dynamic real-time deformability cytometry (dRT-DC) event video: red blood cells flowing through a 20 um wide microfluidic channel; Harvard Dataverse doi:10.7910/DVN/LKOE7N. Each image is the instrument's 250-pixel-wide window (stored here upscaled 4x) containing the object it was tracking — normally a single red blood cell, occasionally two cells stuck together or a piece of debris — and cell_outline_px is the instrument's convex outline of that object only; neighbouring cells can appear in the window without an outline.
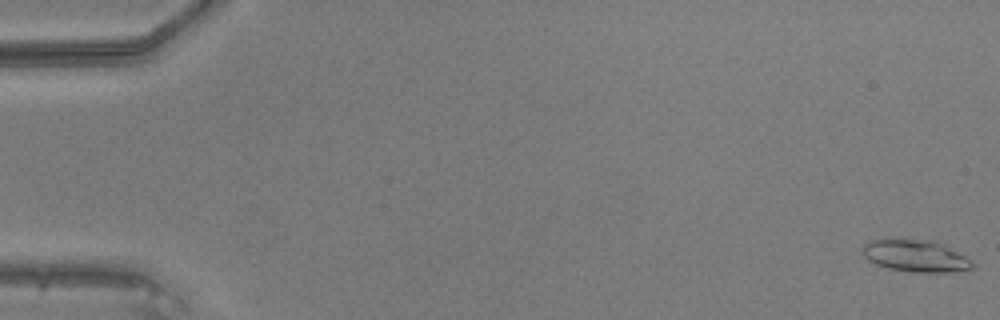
{"species": "common noctule bat (a hibernating species)", "species_latin": "Nyctalus noctula", "temperature_condition": "warm", "stored_images_in_passage": 37, "camera_frame_rate_fps": 3000, "um_per_image_px": 0.085, "animal": {"sex": "male", "body_mass_g": 20.5, "forearm_length_mm": 52.5}, "frame": {"image": 1, "passage_image": 1, "time_ms": 0.0, "image_size_px": [1000, 320], "cell_outline_px": [[972, 268], [952, 272], [916, 272], [888, 268], [876, 264], [868, 260], [860, 252], [864, 244], [868, 240], [880, 236], [884, 236], [936, 240], [944, 244], [972, 260]], "centroid_in_image_um": [77.73, 21.68], "position_along_channel_um": 7.3, "area_um2": 21.39}}
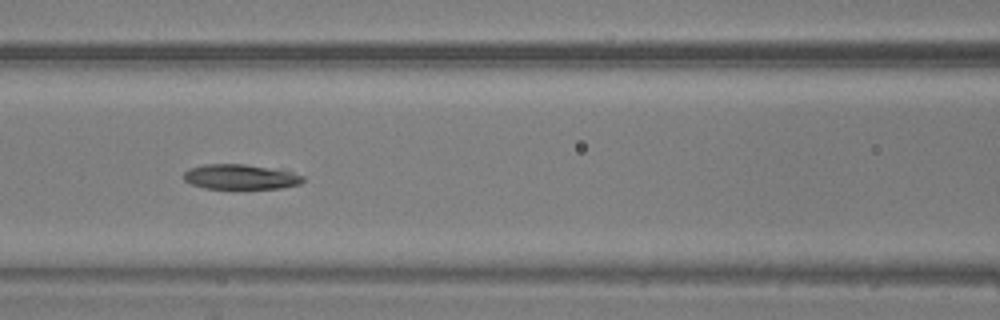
{"frame": {"image": 2, "passage_image": 22, "time_ms": 7.0, "image_size_px": [1000, 320], "cell_outline_px": [[304, 180], [300, 184], [280, 188], [204, 188], [192, 184], [184, 180], [184, 172], [188, 168], [204, 164], [244, 164], [292, 172], [304, 176]], "centroid_in_image_um": [20.41, 15.03], "position_along_channel_um": 146.2, "area_um2": 17.17}}
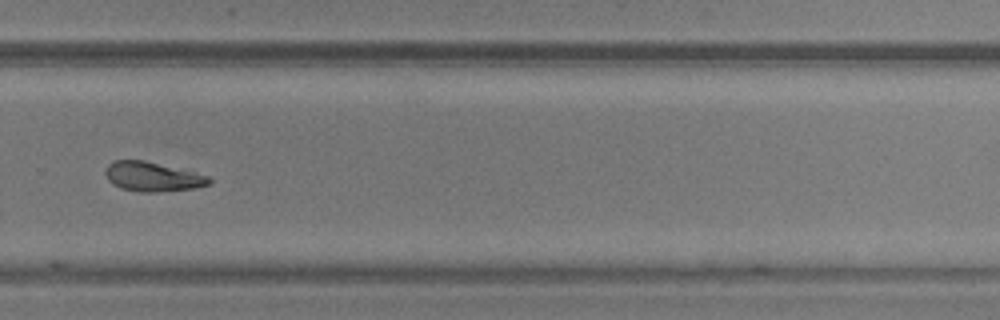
{"frame": {"image": 3, "passage_image": 34, "time_ms": 11.0, "image_size_px": [1000, 320], "cell_outline_px": [[212, 184], [192, 188], [152, 192], [140, 192], [120, 188], [112, 184], [108, 180], [104, 172], [108, 164], [116, 160], [144, 160], [208, 176], [212, 180]], "centroid_in_image_um": [12.92, 15.02], "position_along_channel_um": 316.9, "area_um2": 17.57}}